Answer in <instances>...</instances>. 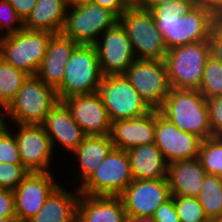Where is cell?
<instances>
[{"mask_svg": "<svg viewBox=\"0 0 222 222\" xmlns=\"http://www.w3.org/2000/svg\"><path fill=\"white\" fill-rule=\"evenodd\" d=\"M167 49L209 40L213 15L194 6L193 0H176L150 10Z\"/></svg>", "mask_w": 222, "mask_h": 222, "instance_id": "obj_1", "label": "cell"}, {"mask_svg": "<svg viewBox=\"0 0 222 222\" xmlns=\"http://www.w3.org/2000/svg\"><path fill=\"white\" fill-rule=\"evenodd\" d=\"M159 111L184 132L212 137L207 99L198 90L171 88Z\"/></svg>", "mask_w": 222, "mask_h": 222, "instance_id": "obj_2", "label": "cell"}, {"mask_svg": "<svg viewBox=\"0 0 222 222\" xmlns=\"http://www.w3.org/2000/svg\"><path fill=\"white\" fill-rule=\"evenodd\" d=\"M58 101L55 88L36 75L28 76L5 108L6 124H42Z\"/></svg>", "mask_w": 222, "mask_h": 222, "instance_id": "obj_3", "label": "cell"}, {"mask_svg": "<svg viewBox=\"0 0 222 222\" xmlns=\"http://www.w3.org/2000/svg\"><path fill=\"white\" fill-rule=\"evenodd\" d=\"M118 22L131 41L136 59L164 60L168 49L149 10L130 5Z\"/></svg>", "mask_w": 222, "mask_h": 222, "instance_id": "obj_4", "label": "cell"}, {"mask_svg": "<svg viewBox=\"0 0 222 222\" xmlns=\"http://www.w3.org/2000/svg\"><path fill=\"white\" fill-rule=\"evenodd\" d=\"M210 56L209 40L169 49L164 62L171 88L198 90Z\"/></svg>", "mask_w": 222, "mask_h": 222, "instance_id": "obj_5", "label": "cell"}, {"mask_svg": "<svg viewBox=\"0 0 222 222\" xmlns=\"http://www.w3.org/2000/svg\"><path fill=\"white\" fill-rule=\"evenodd\" d=\"M102 77L94 46L79 44L65 66L61 84L56 88L59 101L72 95L97 92Z\"/></svg>", "mask_w": 222, "mask_h": 222, "instance_id": "obj_6", "label": "cell"}, {"mask_svg": "<svg viewBox=\"0 0 222 222\" xmlns=\"http://www.w3.org/2000/svg\"><path fill=\"white\" fill-rule=\"evenodd\" d=\"M118 22L108 8L91 2L68 7L61 34L77 44L93 45L106 30Z\"/></svg>", "mask_w": 222, "mask_h": 222, "instance_id": "obj_7", "label": "cell"}, {"mask_svg": "<svg viewBox=\"0 0 222 222\" xmlns=\"http://www.w3.org/2000/svg\"><path fill=\"white\" fill-rule=\"evenodd\" d=\"M53 35L47 31L25 28L6 35L0 57L29 76H34L43 61L49 40Z\"/></svg>", "mask_w": 222, "mask_h": 222, "instance_id": "obj_8", "label": "cell"}, {"mask_svg": "<svg viewBox=\"0 0 222 222\" xmlns=\"http://www.w3.org/2000/svg\"><path fill=\"white\" fill-rule=\"evenodd\" d=\"M132 181L126 151L112 148L79 192L89 196H119Z\"/></svg>", "mask_w": 222, "mask_h": 222, "instance_id": "obj_9", "label": "cell"}, {"mask_svg": "<svg viewBox=\"0 0 222 222\" xmlns=\"http://www.w3.org/2000/svg\"><path fill=\"white\" fill-rule=\"evenodd\" d=\"M123 75L150 109L162 107L171 90L164 60L136 59Z\"/></svg>", "mask_w": 222, "mask_h": 222, "instance_id": "obj_10", "label": "cell"}, {"mask_svg": "<svg viewBox=\"0 0 222 222\" xmlns=\"http://www.w3.org/2000/svg\"><path fill=\"white\" fill-rule=\"evenodd\" d=\"M97 92L111 122L140 117L151 110L123 74L103 76Z\"/></svg>", "mask_w": 222, "mask_h": 222, "instance_id": "obj_11", "label": "cell"}, {"mask_svg": "<svg viewBox=\"0 0 222 222\" xmlns=\"http://www.w3.org/2000/svg\"><path fill=\"white\" fill-rule=\"evenodd\" d=\"M7 126L16 138L22 165L28 172H55L52 163L58 153H54L42 124Z\"/></svg>", "mask_w": 222, "mask_h": 222, "instance_id": "obj_12", "label": "cell"}, {"mask_svg": "<svg viewBox=\"0 0 222 222\" xmlns=\"http://www.w3.org/2000/svg\"><path fill=\"white\" fill-rule=\"evenodd\" d=\"M154 143L166 161L172 163L197 158L202 139L182 131L159 110H155Z\"/></svg>", "mask_w": 222, "mask_h": 222, "instance_id": "obj_13", "label": "cell"}, {"mask_svg": "<svg viewBox=\"0 0 222 222\" xmlns=\"http://www.w3.org/2000/svg\"><path fill=\"white\" fill-rule=\"evenodd\" d=\"M54 172H29L13 190L15 214L19 222H28L61 183Z\"/></svg>", "mask_w": 222, "mask_h": 222, "instance_id": "obj_14", "label": "cell"}, {"mask_svg": "<svg viewBox=\"0 0 222 222\" xmlns=\"http://www.w3.org/2000/svg\"><path fill=\"white\" fill-rule=\"evenodd\" d=\"M103 76L123 74L136 60L131 41L117 22L93 44Z\"/></svg>", "mask_w": 222, "mask_h": 222, "instance_id": "obj_15", "label": "cell"}, {"mask_svg": "<svg viewBox=\"0 0 222 222\" xmlns=\"http://www.w3.org/2000/svg\"><path fill=\"white\" fill-rule=\"evenodd\" d=\"M119 197L126 214L135 217L153 216L156 209L171 198L168 179H133Z\"/></svg>", "mask_w": 222, "mask_h": 222, "instance_id": "obj_16", "label": "cell"}, {"mask_svg": "<svg viewBox=\"0 0 222 222\" xmlns=\"http://www.w3.org/2000/svg\"><path fill=\"white\" fill-rule=\"evenodd\" d=\"M62 101L86 136L110 134L111 120L98 92L72 95Z\"/></svg>", "mask_w": 222, "mask_h": 222, "instance_id": "obj_17", "label": "cell"}, {"mask_svg": "<svg viewBox=\"0 0 222 222\" xmlns=\"http://www.w3.org/2000/svg\"><path fill=\"white\" fill-rule=\"evenodd\" d=\"M42 126L50 139L54 153L61 149L63 153L66 151L63 157L71 154L86 136L63 101H58L49 111Z\"/></svg>", "mask_w": 222, "mask_h": 222, "instance_id": "obj_18", "label": "cell"}, {"mask_svg": "<svg viewBox=\"0 0 222 222\" xmlns=\"http://www.w3.org/2000/svg\"><path fill=\"white\" fill-rule=\"evenodd\" d=\"M109 136L113 148L124 151L154 143L155 109L140 117L112 121Z\"/></svg>", "mask_w": 222, "mask_h": 222, "instance_id": "obj_19", "label": "cell"}, {"mask_svg": "<svg viewBox=\"0 0 222 222\" xmlns=\"http://www.w3.org/2000/svg\"><path fill=\"white\" fill-rule=\"evenodd\" d=\"M78 45L61 33L54 34L49 40L47 52L36 76L56 89L61 84L65 74V66Z\"/></svg>", "mask_w": 222, "mask_h": 222, "instance_id": "obj_20", "label": "cell"}, {"mask_svg": "<svg viewBox=\"0 0 222 222\" xmlns=\"http://www.w3.org/2000/svg\"><path fill=\"white\" fill-rule=\"evenodd\" d=\"M112 148L113 143L109 135L85 136L83 142L71 153V156L73 155L71 159H74L72 165L75 162V165L78 164L74 168L78 173L70 174L77 180L76 188H80L89 179Z\"/></svg>", "mask_w": 222, "mask_h": 222, "instance_id": "obj_21", "label": "cell"}, {"mask_svg": "<svg viewBox=\"0 0 222 222\" xmlns=\"http://www.w3.org/2000/svg\"><path fill=\"white\" fill-rule=\"evenodd\" d=\"M62 182L51 192L39 212L28 222H76L77 202L81 193L75 186L67 190Z\"/></svg>", "mask_w": 222, "mask_h": 222, "instance_id": "obj_22", "label": "cell"}, {"mask_svg": "<svg viewBox=\"0 0 222 222\" xmlns=\"http://www.w3.org/2000/svg\"><path fill=\"white\" fill-rule=\"evenodd\" d=\"M205 175L198 157L169 163L167 179L171 195L198 198Z\"/></svg>", "mask_w": 222, "mask_h": 222, "instance_id": "obj_23", "label": "cell"}, {"mask_svg": "<svg viewBox=\"0 0 222 222\" xmlns=\"http://www.w3.org/2000/svg\"><path fill=\"white\" fill-rule=\"evenodd\" d=\"M125 216L119 196H79L76 222H124Z\"/></svg>", "mask_w": 222, "mask_h": 222, "instance_id": "obj_24", "label": "cell"}, {"mask_svg": "<svg viewBox=\"0 0 222 222\" xmlns=\"http://www.w3.org/2000/svg\"><path fill=\"white\" fill-rule=\"evenodd\" d=\"M133 179L167 178L168 162L155 143L140 145L126 151Z\"/></svg>", "mask_w": 222, "mask_h": 222, "instance_id": "obj_25", "label": "cell"}, {"mask_svg": "<svg viewBox=\"0 0 222 222\" xmlns=\"http://www.w3.org/2000/svg\"><path fill=\"white\" fill-rule=\"evenodd\" d=\"M68 7L66 0H37L31 13L24 20V28L59 34Z\"/></svg>", "mask_w": 222, "mask_h": 222, "instance_id": "obj_26", "label": "cell"}, {"mask_svg": "<svg viewBox=\"0 0 222 222\" xmlns=\"http://www.w3.org/2000/svg\"><path fill=\"white\" fill-rule=\"evenodd\" d=\"M204 213L214 221L222 216V177L206 173L198 197Z\"/></svg>", "mask_w": 222, "mask_h": 222, "instance_id": "obj_27", "label": "cell"}, {"mask_svg": "<svg viewBox=\"0 0 222 222\" xmlns=\"http://www.w3.org/2000/svg\"><path fill=\"white\" fill-rule=\"evenodd\" d=\"M28 76L0 57V107L5 109L11 103Z\"/></svg>", "mask_w": 222, "mask_h": 222, "instance_id": "obj_28", "label": "cell"}, {"mask_svg": "<svg viewBox=\"0 0 222 222\" xmlns=\"http://www.w3.org/2000/svg\"><path fill=\"white\" fill-rule=\"evenodd\" d=\"M198 158L206 173L222 177V136L202 140Z\"/></svg>", "mask_w": 222, "mask_h": 222, "instance_id": "obj_29", "label": "cell"}, {"mask_svg": "<svg viewBox=\"0 0 222 222\" xmlns=\"http://www.w3.org/2000/svg\"><path fill=\"white\" fill-rule=\"evenodd\" d=\"M198 91L206 99L222 95V65L212 56L206 61Z\"/></svg>", "mask_w": 222, "mask_h": 222, "instance_id": "obj_30", "label": "cell"}, {"mask_svg": "<svg viewBox=\"0 0 222 222\" xmlns=\"http://www.w3.org/2000/svg\"><path fill=\"white\" fill-rule=\"evenodd\" d=\"M171 197L180 222H204L208 220L198 198L177 195H171Z\"/></svg>", "mask_w": 222, "mask_h": 222, "instance_id": "obj_31", "label": "cell"}, {"mask_svg": "<svg viewBox=\"0 0 222 222\" xmlns=\"http://www.w3.org/2000/svg\"><path fill=\"white\" fill-rule=\"evenodd\" d=\"M28 173L22 164L0 162V188L15 190Z\"/></svg>", "mask_w": 222, "mask_h": 222, "instance_id": "obj_32", "label": "cell"}, {"mask_svg": "<svg viewBox=\"0 0 222 222\" xmlns=\"http://www.w3.org/2000/svg\"><path fill=\"white\" fill-rule=\"evenodd\" d=\"M0 162L22 164L16 138L8 126L0 132Z\"/></svg>", "mask_w": 222, "mask_h": 222, "instance_id": "obj_33", "label": "cell"}, {"mask_svg": "<svg viewBox=\"0 0 222 222\" xmlns=\"http://www.w3.org/2000/svg\"><path fill=\"white\" fill-rule=\"evenodd\" d=\"M24 28V21L16 13L7 0H0V30L5 34H13Z\"/></svg>", "mask_w": 222, "mask_h": 222, "instance_id": "obj_34", "label": "cell"}, {"mask_svg": "<svg viewBox=\"0 0 222 222\" xmlns=\"http://www.w3.org/2000/svg\"><path fill=\"white\" fill-rule=\"evenodd\" d=\"M209 125L213 136H222V95L207 99Z\"/></svg>", "mask_w": 222, "mask_h": 222, "instance_id": "obj_35", "label": "cell"}, {"mask_svg": "<svg viewBox=\"0 0 222 222\" xmlns=\"http://www.w3.org/2000/svg\"><path fill=\"white\" fill-rule=\"evenodd\" d=\"M154 220L156 222H180V218L175 209L173 198L161 204L155 211Z\"/></svg>", "mask_w": 222, "mask_h": 222, "instance_id": "obj_36", "label": "cell"}, {"mask_svg": "<svg viewBox=\"0 0 222 222\" xmlns=\"http://www.w3.org/2000/svg\"><path fill=\"white\" fill-rule=\"evenodd\" d=\"M16 217L13 190L0 188V218Z\"/></svg>", "mask_w": 222, "mask_h": 222, "instance_id": "obj_37", "label": "cell"}, {"mask_svg": "<svg viewBox=\"0 0 222 222\" xmlns=\"http://www.w3.org/2000/svg\"><path fill=\"white\" fill-rule=\"evenodd\" d=\"M211 56L222 65V30L216 27L212 28L210 38Z\"/></svg>", "mask_w": 222, "mask_h": 222, "instance_id": "obj_38", "label": "cell"}, {"mask_svg": "<svg viewBox=\"0 0 222 222\" xmlns=\"http://www.w3.org/2000/svg\"><path fill=\"white\" fill-rule=\"evenodd\" d=\"M90 2L110 9L118 17L130 6L127 0H90Z\"/></svg>", "mask_w": 222, "mask_h": 222, "instance_id": "obj_39", "label": "cell"}, {"mask_svg": "<svg viewBox=\"0 0 222 222\" xmlns=\"http://www.w3.org/2000/svg\"><path fill=\"white\" fill-rule=\"evenodd\" d=\"M7 1L14 8L16 13L22 18L23 21L31 13L32 9L37 3V0H7Z\"/></svg>", "mask_w": 222, "mask_h": 222, "instance_id": "obj_40", "label": "cell"}, {"mask_svg": "<svg viewBox=\"0 0 222 222\" xmlns=\"http://www.w3.org/2000/svg\"><path fill=\"white\" fill-rule=\"evenodd\" d=\"M194 6L209 11L213 16L221 8L222 0H193Z\"/></svg>", "mask_w": 222, "mask_h": 222, "instance_id": "obj_41", "label": "cell"}, {"mask_svg": "<svg viewBox=\"0 0 222 222\" xmlns=\"http://www.w3.org/2000/svg\"><path fill=\"white\" fill-rule=\"evenodd\" d=\"M174 1H176V0H140L137 5L140 8L150 10L154 6L162 5V4L169 3V2L172 3Z\"/></svg>", "mask_w": 222, "mask_h": 222, "instance_id": "obj_42", "label": "cell"}, {"mask_svg": "<svg viewBox=\"0 0 222 222\" xmlns=\"http://www.w3.org/2000/svg\"><path fill=\"white\" fill-rule=\"evenodd\" d=\"M124 222H156L153 216L148 217H135L126 214Z\"/></svg>", "mask_w": 222, "mask_h": 222, "instance_id": "obj_43", "label": "cell"}, {"mask_svg": "<svg viewBox=\"0 0 222 222\" xmlns=\"http://www.w3.org/2000/svg\"><path fill=\"white\" fill-rule=\"evenodd\" d=\"M214 17V27L222 30V5L221 8L215 13Z\"/></svg>", "mask_w": 222, "mask_h": 222, "instance_id": "obj_44", "label": "cell"}, {"mask_svg": "<svg viewBox=\"0 0 222 222\" xmlns=\"http://www.w3.org/2000/svg\"><path fill=\"white\" fill-rule=\"evenodd\" d=\"M7 126L5 109L0 107V132Z\"/></svg>", "mask_w": 222, "mask_h": 222, "instance_id": "obj_45", "label": "cell"}, {"mask_svg": "<svg viewBox=\"0 0 222 222\" xmlns=\"http://www.w3.org/2000/svg\"><path fill=\"white\" fill-rule=\"evenodd\" d=\"M66 1L69 7L90 2V0H66Z\"/></svg>", "mask_w": 222, "mask_h": 222, "instance_id": "obj_46", "label": "cell"}, {"mask_svg": "<svg viewBox=\"0 0 222 222\" xmlns=\"http://www.w3.org/2000/svg\"><path fill=\"white\" fill-rule=\"evenodd\" d=\"M0 222H19L17 217H2Z\"/></svg>", "mask_w": 222, "mask_h": 222, "instance_id": "obj_47", "label": "cell"}, {"mask_svg": "<svg viewBox=\"0 0 222 222\" xmlns=\"http://www.w3.org/2000/svg\"><path fill=\"white\" fill-rule=\"evenodd\" d=\"M5 36L6 35L0 30V56H1L2 46H3Z\"/></svg>", "mask_w": 222, "mask_h": 222, "instance_id": "obj_48", "label": "cell"}, {"mask_svg": "<svg viewBox=\"0 0 222 222\" xmlns=\"http://www.w3.org/2000/svg\"><path fill=\"white\" fill-rule=\"evenodd\" d=\"M140 0H127L130 5L138 4Z\"/></svg>", "mask_w": 222, "mask_h": 222, "instance_id": "obj_49", "label": "cell"}, {"mask_svg": "<svg viewBox=\"0 0 222 222\" xmlns=\"http://www.w3.org/2000/svg\"><path fill=\"white\" fill-rule=\"evenodd\" d=\"M213 222H222V216L219 218H216Z\"/></svg>", "mask_w": 222, "mask_h": 222, "instance_id": "obj_50", "label": "cell"}]
</instances>
